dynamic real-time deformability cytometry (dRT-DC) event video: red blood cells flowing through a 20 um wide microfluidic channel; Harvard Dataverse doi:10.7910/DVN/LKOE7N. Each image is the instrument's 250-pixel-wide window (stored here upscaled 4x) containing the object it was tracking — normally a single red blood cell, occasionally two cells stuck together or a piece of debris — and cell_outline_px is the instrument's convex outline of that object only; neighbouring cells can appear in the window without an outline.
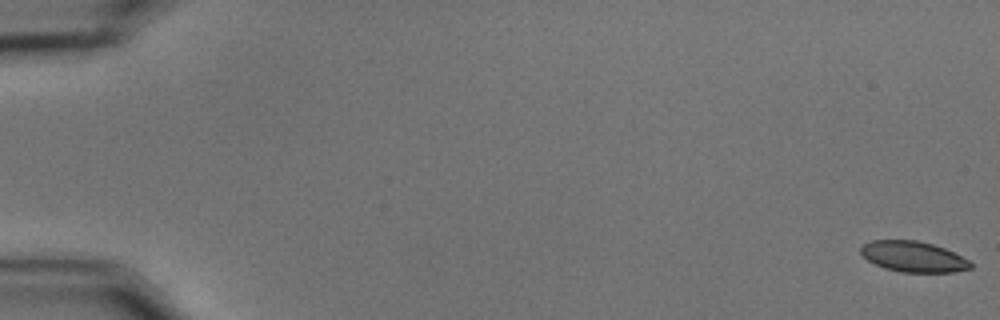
{"species": "common noctule bat (a hibernating species)", "species_latin": "Nyctalus noctula", "temperature_condition": "cold", "stored_images_in_passage": 12, "camera_frame_rate_fps": 3000, "um_per_image_px": 0.085, "animal": {"sex": "male", "body_mass_g": 15.6}, "frame": {"image": 1, "passage_image": 1, "time_ms": 0.0, "image_size_px": [1000, 320], "cell_outline_px": [[972, 268], [956, 272], [900, 272], [884, 268], [868, 260], [860, 252], [860, 248], [864, 244], [872, 240], [916, 240], [932, 244], [944, 248], [968, 260], [972, 264]], "centroid_in_image_um": [77.63, 21.82], "position_along_channel_um": 7.4, "area_um2": 19.48}}